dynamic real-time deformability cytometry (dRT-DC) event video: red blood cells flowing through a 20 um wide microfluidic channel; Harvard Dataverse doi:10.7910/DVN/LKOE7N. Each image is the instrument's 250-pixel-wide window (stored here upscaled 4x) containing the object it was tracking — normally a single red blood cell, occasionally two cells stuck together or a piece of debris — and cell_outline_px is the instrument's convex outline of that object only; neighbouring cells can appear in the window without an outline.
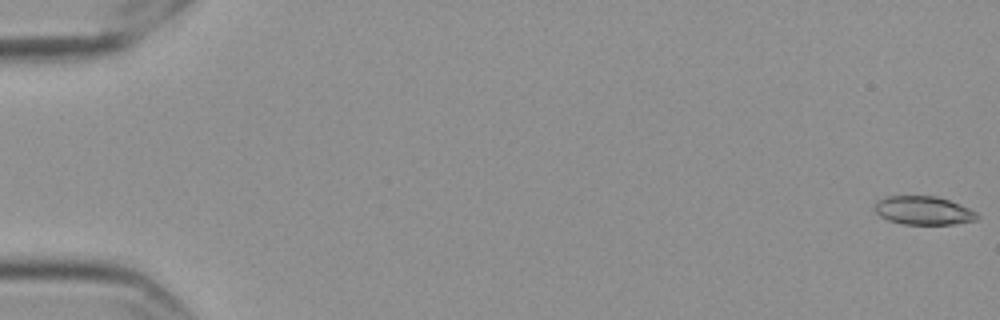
{"species": "Egyptian fruit bat (a non-hibernating species)", "species_latin": "Rousettus aegyptiacus", "temperature_condition": "cold", "stored_images_in_passage": 58, "camera_frame_rate_fps": 3000, "um_per_image_px": 0.085, "frame": {"image": 1, "passage_image": 1, "time_ms": 0.0, "image_size_px": [1000, 320], "cell_outline_px": [[980, 216], [976, 220], [952, 224], [904, 224], [888, 220], [880, 216], [876, 212], [876, 200], [888, 196], [936, 196], [960, 204], [976, 212]], "centroid_in_image_um": [78.5, 17.89], "position_along_channel_um": 6.5, "area_um2": 16.88}}
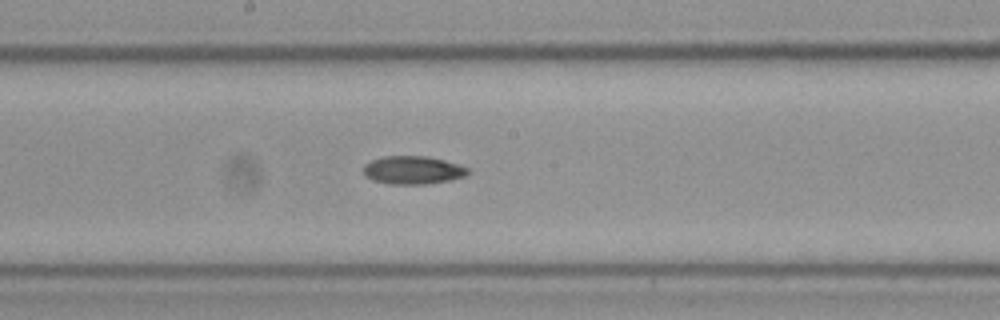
{"frame": {"image": 2, "passage_image": 32, "time_ms": 10.333, "image_size_px": [1000, 320], "cell_outline_px": [[472, 172], [464, 176], [452, 180], [428, 184], [388, 184], [372, 180], [364, 176], [364, 164], [372, 160], [384, 156], [424, 156], [444, 160], [468, 168]], "centroid_in_image_um": [35.09, 14.47], "position_along_channel_um": 213.1, "area_um2": 17.22}}
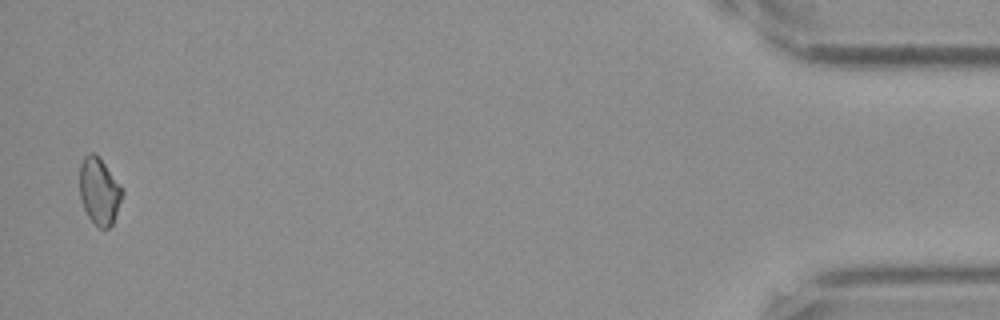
{"frame": {"image": 3, "passage_image": 57, "time_ms": 18.667, "image_size_px": [1000, 320], "cell_outline_px": [[124, 192], [112, 224], [108, 228], [100, 228], [88, 216], [84, 208], [80, 196], [80, 164], [84, 156], [88, 152], [92, 152], [104, 164], [124, 188]], "centroid_in_image_um": [8.44, 16.24], "position_along_channel_um": 426.8, "area_um2": 16.36}, "authors_computed_cell_mechanics": {"area_um2": 17.0221, "velocity_mm_per_s": 3.5711, "shape_relaxation_time_tau1_ms": 6.7517, "shape_relaxation_time_tau2_ms": null, "deformation_change_tau1": 0.1156, "deformation_change_tau2": null}}